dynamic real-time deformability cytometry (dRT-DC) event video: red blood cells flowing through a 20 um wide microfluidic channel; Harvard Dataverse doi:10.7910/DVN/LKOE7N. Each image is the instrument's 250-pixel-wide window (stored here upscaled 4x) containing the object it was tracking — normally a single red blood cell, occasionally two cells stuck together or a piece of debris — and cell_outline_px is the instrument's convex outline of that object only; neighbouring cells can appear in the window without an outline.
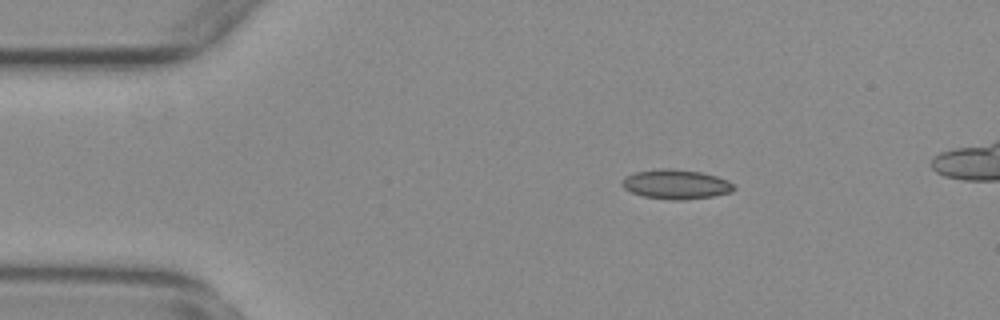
{"species": "common noctule bat (a hibernating species)", "species_latin": "Nyctalus noctula", "temperature_condition": "warm", "stored_images_in_passage": 53, "camera_frame_rate_fps": 3000, "um_per_image_px": 0.085, "animal": {"sex": "female", "body_mass_g": 29.2, "forearm_length_mm": 56.3}, "frame": {"image": 1, "passage_image": 10, "time_ms": 3.0, "image_size_px": [1000, 320], "cell_outline_px": [[736, 188], [732, 192], [712, 196], [684, 200], [672, 200], [644, 196], [632, 192], [624, 188], [624, 176], [636, 172], [660, 168], [668, 168], [700, 172], [716, 176], [728, 180]], "centroid_in_image_um": [57.49, 15.66], "position_along_channel_um": 27.5, "area_um2": 19.02}}
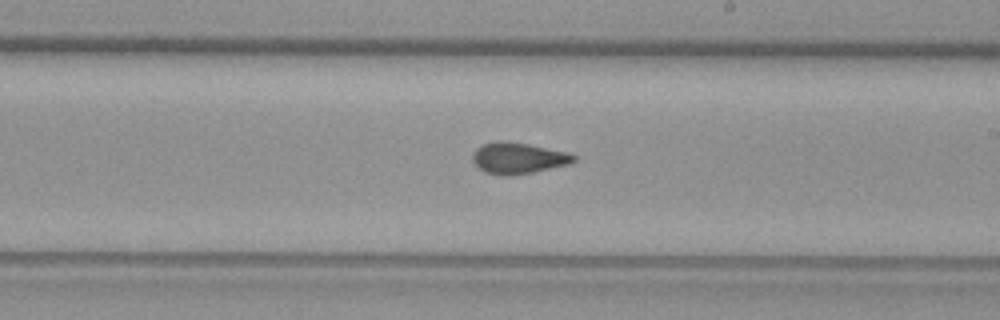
{"frame": {"image": 2, "passage_image": 32, "time_ms": 10.333, "image_size_px": [1000, 320], "cell_outline_px": [[576, 160], [568, 164], [532, 172], [508, 176], [500, 176], [484, 172], [472, 160], [472, 152], [476, 148], [484, 144], [496, 140], [504, 140], [528, 144], [568, 152], [576, 156]], "centroid_in_image_um": [44.01, 13.43], "position_along_channel_um": 245.0, "area_um2": 18.44}}
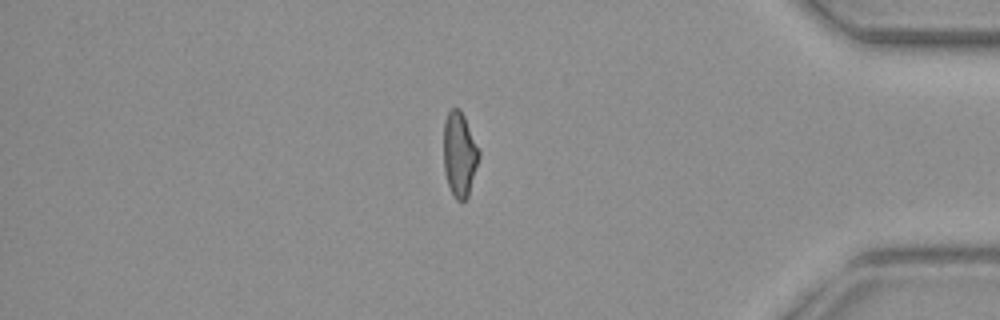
{"frame": {"image": 3, "passage_image": 47, "time_ms": 15.333, "image_size_px": [1000, 320], "cell_outline_px": [[480, 156], [468, 196], [464, 200], [456, 200], [448, 184], [444, 172], [444, 120], [448, 112], [452, 108], [460, 108], [464, 116], [480, 152]], "centroid_in_image_um": [39.05, 13.1], "position_along_channel_um": 396.1, "area_um2": 17.28}}